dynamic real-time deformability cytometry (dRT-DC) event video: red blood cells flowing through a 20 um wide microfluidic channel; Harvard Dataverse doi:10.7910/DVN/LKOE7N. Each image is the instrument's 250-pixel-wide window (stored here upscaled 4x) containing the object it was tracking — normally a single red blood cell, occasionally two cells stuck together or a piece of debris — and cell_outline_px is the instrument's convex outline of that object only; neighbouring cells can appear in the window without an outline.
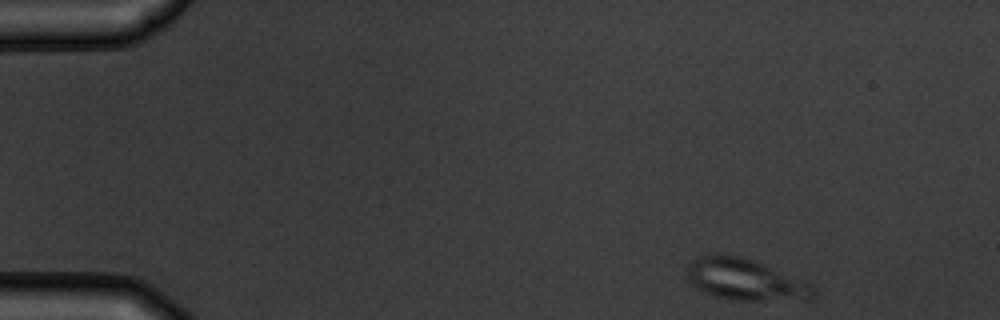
{"species": "common noctule bat (a hibernating species)", "species_latin": "Nyctalus noctula", "temperature_condition": "warm", "stored_images_in_passage": 4, "camera_frame_rate_fps": 3000, "um_per_image_px": 0.085, "animal": {"sex": "male", "body_mass_g": 19.5, "forearm_length_mm": 54.6}, "frame": {"image": 1, "passage_image": 1, "time_ms": 0.0, "image_size_px": [1000, 320], "cell_outline_px": [[816, 296], [808, 300], [740, 300], [716, 296], [704, 292], [696, 288], [688, 280], [688, 264], [696, 256], [716, 252], [720, 252], [740, 256], [764, 264], [812, 284], [816, 288]], "centroid_in_image_um": [63.35, 23.74], "position_along_channel_um": 21.7, "area_um2": 30.87}}